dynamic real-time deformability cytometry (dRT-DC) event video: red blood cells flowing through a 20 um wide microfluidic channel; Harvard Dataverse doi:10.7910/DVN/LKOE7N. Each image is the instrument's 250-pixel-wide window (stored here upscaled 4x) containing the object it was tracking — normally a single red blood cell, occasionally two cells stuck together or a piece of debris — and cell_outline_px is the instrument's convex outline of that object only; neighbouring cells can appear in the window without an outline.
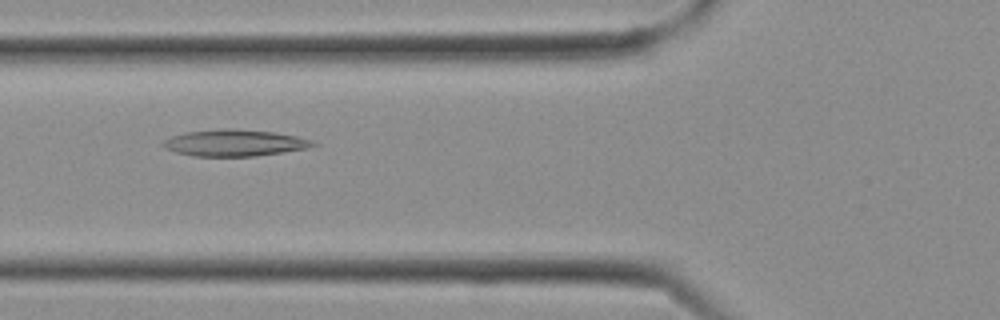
{"species": "Egyptian fruit bat (a non-hibernating species)", "species_latin": "Rousettus aegyptiacus", "temperature_condition": "cold", "stored_images_in_passage": 6, "camera_frame_rate_fps": 3000, "um_per_image_px": 0.085, "frame": {"image": 1, "passage_image": 3, "time_ms": 0.667, "image_size_px": [1000, 320], "cell_outline_px": [[320, 144], [308, 148], [256, 156], [192, 156], [176, 152], [164, 148], [160, 144], [164, 140], [172, 136], [184, 132], [220, 128], [228, 128], [276, 132], [296, 136], [312, 140]], "centroid_in_image_um": [19.93, 12.14], "position_along_channel_um": 105.9, "area_um2": 23.41}}
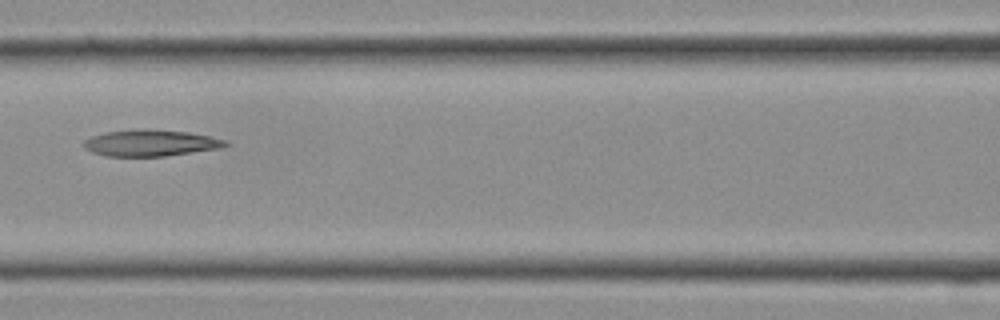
{"frame": {"image": 2, "passage_image": 5, "time_ms": 1.333, "image_size_px": [1000, 320], "cell_outline_px": [[232, 144], [220, 148], [164, 156], [104, 156], [92, 152], [84, 148], [84, 140], [92, 136], [104, 132], [140, 128], [148, 128], [188, 132], [228, 140]], "centroid_in_image_um": [12.8, 12.14], "position_along_channel_um": 153.8, "area_um2": 22.02}}